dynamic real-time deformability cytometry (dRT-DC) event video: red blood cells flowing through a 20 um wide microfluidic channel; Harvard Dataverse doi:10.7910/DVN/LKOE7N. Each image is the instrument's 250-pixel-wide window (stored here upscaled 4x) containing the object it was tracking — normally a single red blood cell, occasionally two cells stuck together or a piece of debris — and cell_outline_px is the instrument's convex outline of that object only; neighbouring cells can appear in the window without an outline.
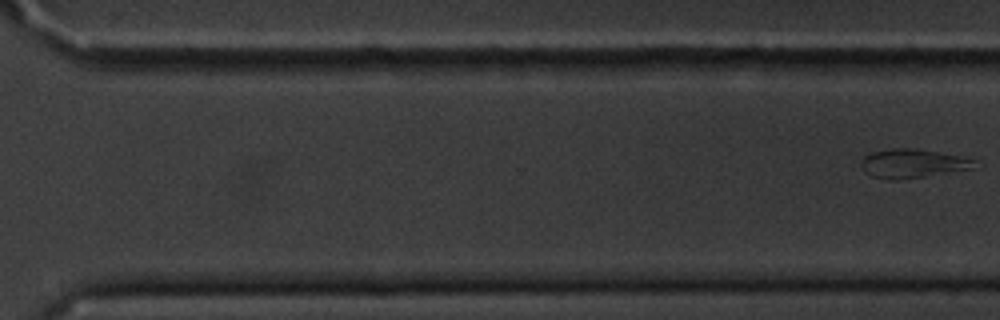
{"species": "common noctule bat (a hibernating species)", "species_latin": "Nyctalus noctula", "temperature_condition": "cold", "stored_images_in_passage": 9, "segment_of_instrument_passage": [2, 2], "camera_frame_rate_fps": 3000, "um_per_image_px": 0.085, "animal": {"sex": "male", "body_mass_g": 20.1, "forearm_length_mm": 53.5}, "frame": {"image": 1, "passage_image": 9, "time_ms": 10.0, "image_size_px": [1000, 320], "cell_outline_px": [[976, 160], [972, 168], [924, 176], [896, 180], [888, 180], [872, 176], [864, 172], [860, 164], [864, 156], [872, 152], [892, 148], [916, 148]], "centroid_in_image_um": [77.47, 13.9], "position_along_channel_um": 293.1, "area_um2": 18.67}}